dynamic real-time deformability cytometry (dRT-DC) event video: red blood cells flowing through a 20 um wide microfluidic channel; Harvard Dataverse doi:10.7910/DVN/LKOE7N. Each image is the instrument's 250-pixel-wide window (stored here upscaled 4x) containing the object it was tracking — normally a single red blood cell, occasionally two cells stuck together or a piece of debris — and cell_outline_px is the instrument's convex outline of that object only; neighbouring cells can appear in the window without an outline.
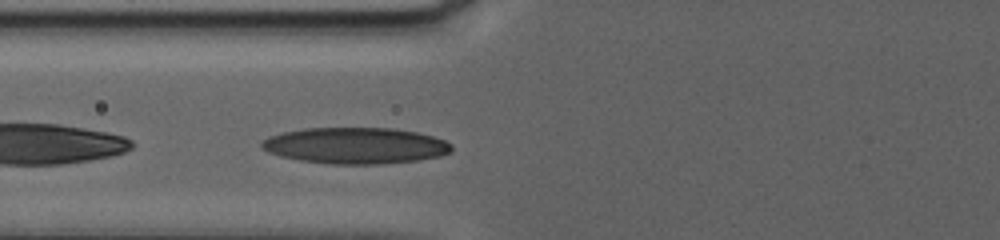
{"species": "human", "species_latin": "Homo sapiens", "temperature_condition": "warm", "stored_images_in_passage": 49, "camera_frame_rate_fps": 3000, "um_per_image_px": 0.085, "donor": {"sex": "female"}, "frame": {"image": 1, "passage_image": 4, "time_ms": 1.0, "image_size_px": [1000, 240], "cell_outline_px": [[452, 152], [440, 156], [416, 160], [384, 164], [332, 164], [300, 160], [280, 156], [268, 152], [260, 148], [260, 144], [268, 136], [284, 132], [304, 128], [392, 128], [416, 132], [432, 136], [444, 140], [452, 144]], "centroid_in_image_um": [30.21, 12.38], "position_along_channel_um": 95.6, "area_um2": 40.17}}
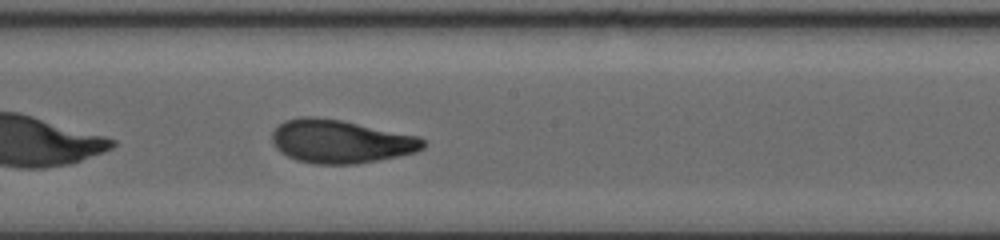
{"frame": {"image": 2, "passage_image": 19, "time_ms": 6.0, "image_size_px": [1000, 240], "cell_outline_px": [[424, 148], [416, 152], [356, 164], [312, 164], [296, 160], [280, 152], [272, 144], [272, 132], [284, 120], [300, 116], [316, 116], [340, 120], [416, 136], [424, 140]], "centroid_in_image_um": [28.88, 12.02], "position_along_channel_um": 219.3, "area_um2": 37.92}}
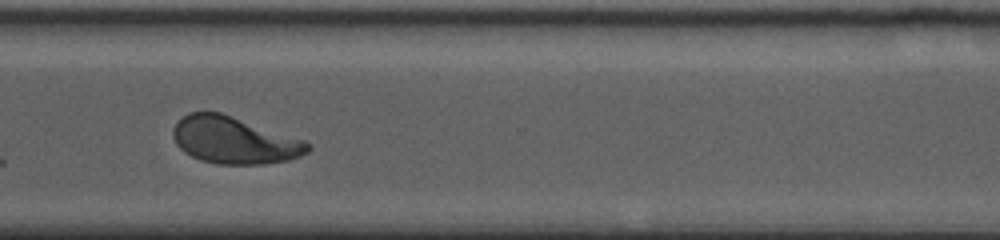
{"frame": {"image": 3, "passage_image": 35, "time_ms": 11.333, "image_size_px": [1000, 240], "cell_outline_px": [[312, 148], [308, 152], [300, 156], [288, 160], [264, 164], [216, 164], [200, 160], [184, 152], [176, 144], [172, 136], [172, 128], [188, 112], [220, 112], [304, 140], [312, 144]], "centroid_in_image_um": [19.91, 11.93], "position_along_channel_um": 350.7, "area_um2": 36.82}, "authors_computed_cell_mechanics": {"area_um2": 37.5122, "velocity_mm_per_s": 2.4676, "shape_relaxation_time_tau1_ms": 6.4871, "shape_relaxation_time_tau2_ms": 1.7305, "deformation_change_tau1": 0.1972, "deformation_change_tau2": 0.0777}}